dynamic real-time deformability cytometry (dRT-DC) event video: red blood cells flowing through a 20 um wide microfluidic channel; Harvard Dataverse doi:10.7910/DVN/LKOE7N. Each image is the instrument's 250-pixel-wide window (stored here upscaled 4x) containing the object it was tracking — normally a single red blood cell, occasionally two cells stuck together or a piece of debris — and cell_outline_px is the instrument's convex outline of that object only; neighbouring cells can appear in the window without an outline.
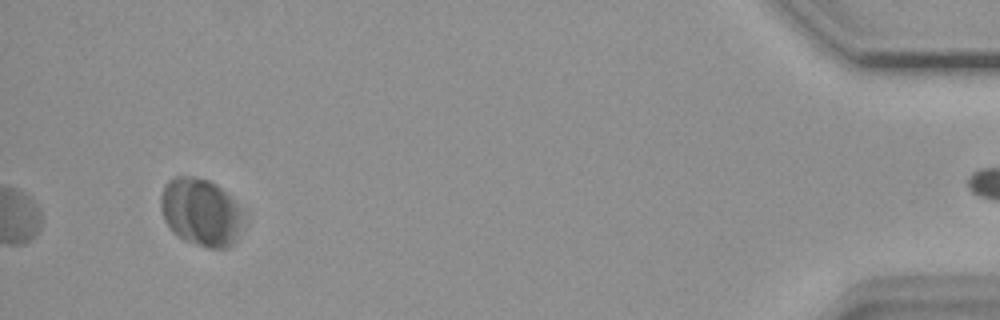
{"species": "common noctule bat (a hibernating species)", "species_latin": "Nyctalus noctula", "temperature_condition": "warm", "stored_images_in_passage": 43, "camera_frame_rate_fps": 3000, "um_per_image_px": 0.085, "animal": {"sex": "female", "body_mass_g": 18.4}, "frame": {"image": 1, "passage_image": 43, "time_ms": 14.0, "image_size_px": [1000, 320], "cell_outline_px": [[248, 220], [232, 244], [228, 248], [208, 248], [184, 240], [176, 236], [172, 232], [164, 220], [160, 208], [160, 196], [164, 184], [172, 176], [188, 176], [208, 180], [216, 184], [248, 216]], "centroid_in_image_um": [17.08, 18.05], "position_along_channel_um": 418.1, "area_um2": 33.12}}